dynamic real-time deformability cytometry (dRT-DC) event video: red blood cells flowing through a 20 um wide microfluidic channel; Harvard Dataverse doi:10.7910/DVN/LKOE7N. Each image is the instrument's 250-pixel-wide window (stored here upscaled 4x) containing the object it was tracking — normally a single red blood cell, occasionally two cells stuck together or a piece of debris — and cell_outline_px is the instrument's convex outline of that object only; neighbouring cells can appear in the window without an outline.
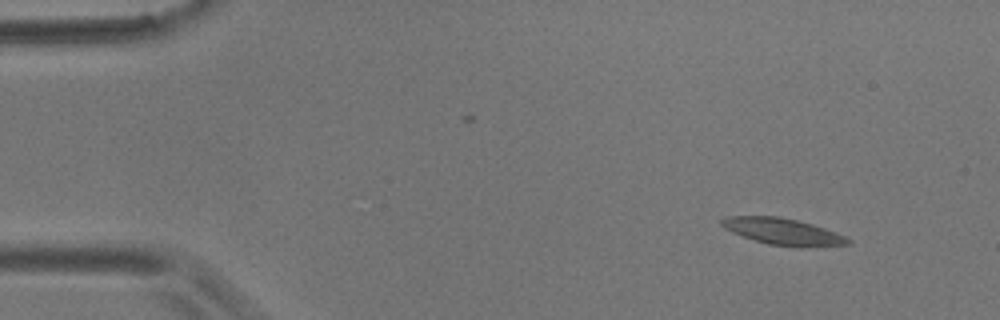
{"species": "common noctule bat (a hibernating species)", "species_latin": "Nyctalus noctula", "temperature_condition": "room temperature", "stored_images_in_passage": 5, "camera_frame_rate_fps": 3000, "um_per_image_px": 0.085, "animal": {"sex": "male", "body_mass_g": 17.9}, "frame": {"image": 1, "passage_image": 1, "time_ms": 0.0, "image_size_px": [1000, 320], "cell_outline_px": [[852, 244], [768, 244], [732, 232], [724, 228], [720, 224], [720, 220], [724, 216], [780, 216], [812, 224], [836, 232], [852, 240]], "centroid_in_image_um": [66.43, 19.61], "position_along_channel_um": 18.6, "area_um2": 18.44}}